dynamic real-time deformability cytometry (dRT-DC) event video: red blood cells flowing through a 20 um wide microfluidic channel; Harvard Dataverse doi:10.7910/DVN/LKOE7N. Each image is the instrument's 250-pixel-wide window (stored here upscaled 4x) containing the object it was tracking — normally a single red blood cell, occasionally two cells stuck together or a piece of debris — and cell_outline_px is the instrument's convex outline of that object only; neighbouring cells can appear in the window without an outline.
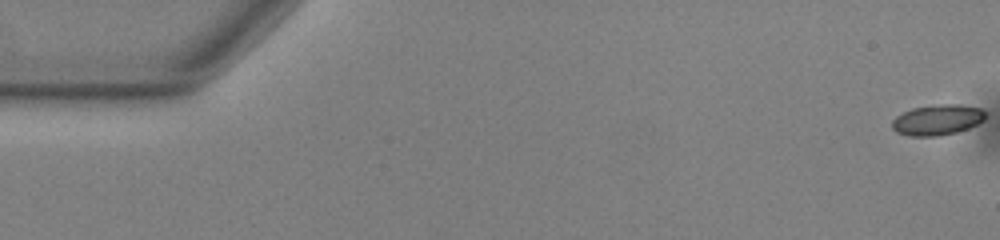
{"species": "common noctule bat (a hibernating species)", "species_latin": "Nyctalus noctula", "temperature_condition": "warm", "stored_images_in_passage": 56, "camera_frame_rate_fps": 3000, "um_per_image_px": 0.085, "animal": {"sex": "male", "body_mass_g": 13.0, "forearm_length_mm": 53.1}, "frame": {"image": 1, "passage_image": 1, "time_ms": 0.0, "image_size_px": [1000, 240], "cell_outline_px": [[984, 120], [968, 128], [956, 132], [940, 136], [908, 136], [896, 132], [892, 128], [892, 120], [896, 116], [912, 108], [936, 104], [960, 104], [980, 108], [984, 112]], "centroid_in_image_um": [79.65, 10.19], "position_along_channel_um": 5.4, "area_um2": 16.65}}
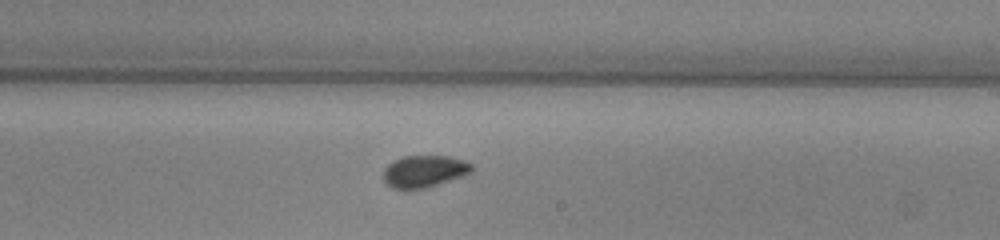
{"frame": {"image": 2, "passage_image": 33, "time_ms": 10.667, "image_size_px": [1000, 240], "cell_outline_px": [[476, 168], [472, 172], [464, 176], [424, 188], [392, 188], [384, 180], [384, 168], [392, 160], [404, 156], [448, 156], [464, 160], [472, 164]], "centroid_in_image_um": [36.1, 14.54], "position_along_channel_um": 252.9, "area_um2": 16.47}}
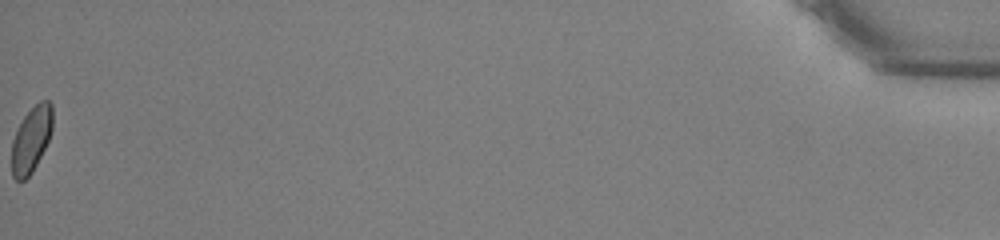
{"frame": {"image": 3, "passage_image": 56, "time_ms": 18.333, "image_size_px": [1000, 240], "cell_outline_px": [[52, 128], [48, 140], [32, 172], [24, 180], [16, 180], [12, 176], [12, 140], [24, 116], [40, 100], [48, 100], [52, 104]], "centroid_in_image_um": [2.65, 11.84], "position_along_channel_um": 432.5, "area_um2": 15.32}, "authors_computed_cell_mechanics": {"area_um2": 16.473, "velocity_mm_per_s": 3.7517, "shape_relaxation_time_tau1_ms": 3.6413, "shape_relaxation_time_tau2_ms": 0.7916, "deformation_change_tau1": 0.0766, "deformation_change_tau2": 0.0439}}